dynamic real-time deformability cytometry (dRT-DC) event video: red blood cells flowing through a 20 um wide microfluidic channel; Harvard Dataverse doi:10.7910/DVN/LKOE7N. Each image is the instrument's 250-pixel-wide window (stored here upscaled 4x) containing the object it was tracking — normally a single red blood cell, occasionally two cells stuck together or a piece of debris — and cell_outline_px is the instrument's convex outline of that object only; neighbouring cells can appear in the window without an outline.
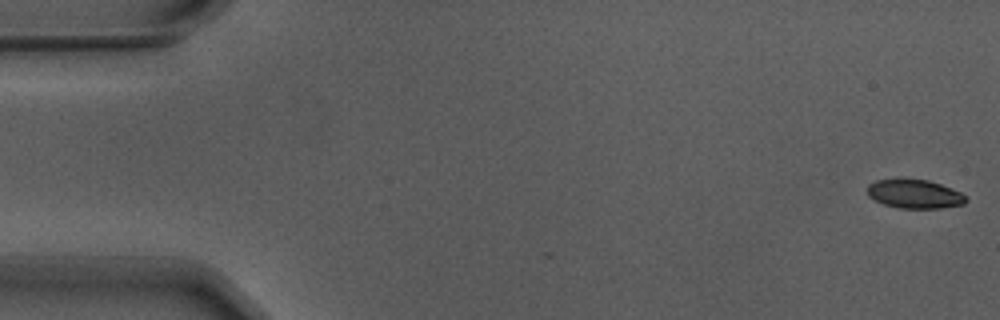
{"species": "Egyptian fruit bat (a non-hibernating species)", "species_latin": "Rousettus aegyptiacus", "temperature_condition": "warm", "stored_images_in_passage": 5, "camera_frame_rate_fps": 3000, "um_per_image_px": 0.085, "animal": {"sex": "male"}, "frame": {"image": 1, "passage_image": 1, "time_ms": 0.0, "image_size_px": [1000, 320], "cell_outline_px": [[968, 200], [964, 204], [940, 208], [900, 208], [884, 204], [868, 196], [868, 184], [876, 180], [928, 180], [940, 184], [960, 192]], "centroid_in_image_um": [77.75, 16.5], "position_along_channel_um": 7.3, "area_um2": 16.18}}